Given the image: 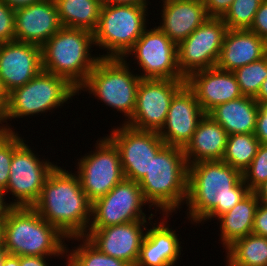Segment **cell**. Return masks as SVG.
I'll use <instances>...</instances> for the list:
<instances>
[{"instance_id": "cell-39", "label": "cell", "mask_w": 267, "mask_h": 266, "mask_svg": "<svg viewBox=\"0 0 267 266\" xmlns=\"http://www.w3.org/2000/svg\"><path fill=\"white\" fill-rule=\"evenodd\" d=\"M209 17H222L234 0H202Z\"/></svg>"}, {"instance_id": "cell-14", "label": "cell", "mask_w": 267, "mask_h": 266, "mask_svg": "<svg viewBox=\"0 0 267 266\" xmlns=\"http://www.w3.org/2000/svg\"><path fill=\"white\" fill-rule=\"evenodd\" d=\"M186 79H141L137 88L135 111L126 125L159 132L164 126L174 95Z\"/></svg>"}, {"instance_id": "cell-28", "label": "cell", "mask_w": 267, "mask_h": 266, "mask_svg": "<svg viewBox=\"0 0 267 266\" xmlns=\"http://www.w3.org/2000/svg\"><path fill=\"white\" fill-rule=\"evenodd\" d=\"M229 266H267V238L256 234L237 239L226 249Z\"/></svg>"}, {"instance_id": "cell-1", "label": "cell", "mask_w": 267, "mask_h": 266, "mask_svg": "<svg viewBox=\"0 0 267 266\" xmlns=\"http://www.w3.org/2000/svg\"><path fill=\"white\" fill-rule=\"evenodd\" d=\"M250 192L242 173L223 161L188 165L187 217L193 225L217 219Z\"/></svg>"}, {"instance_id": "cell-24", "label": "cell", "mask_w": 267, "mask_h": 266, "mask_svg": "<svg viewBox=\"0 0 267 266\" xmlns=\"http://www.w3.org/2000/svg\"><path fill=\"white\" fill-rule=\"evenodd\" d=\"M224 128L205 114L199 121L191 140L183 148L188 165L201 161H221L228 141Z\"/></svg>"}, {"instance_id": "cell-43", "label": "cell", "mask_w": 267, "mask_h": 266, "mask_svg": "<svg viewBox=\"0 0 267 266\" xmlns=\"http://www.w3.org/2000/svg\"><path fill=\"white\" fill-rule=\"evenodd\" d=\"M1 1H4L9 7L15 10L21 7H26L31 4L38 3L42 0H1Z\"/></svg>"}, {"instance_id": "cell-23", "label": "cell", "mask_w": 267, "mask_h": 266, "mask_svg": "<svg viewBox=\"0 0 267 266\" xmlns=\"http://www.w3.org/2000/svg\"><path fill=\"white\" fill-rule=\"evenodd\" d=\"M267 54V43L249 29L227 30L216 67L234 72Z\"/></svg>"}, {"instance_id": "cell-4", "label": "cell", "mask_w": 267, "mask_h": 266, "mask_svg": "<svg viewBox=\"0 0 267 266\" xmlns=\"http://www.w3.org/2000/svg\"><path fill=\"white\" fill-rule=\"evenodd\" d=\"M138 184L150 210L155 206L162 214L172 215L181 209L188 195V164L183 148L166 145L152 158L149 171Z\"/></svg>"}, {"instance_id": "cell-31", "label": "cell", "mask_w": 267, "mask_h": 266, "mask_svg": "<svg viewBox=\"0 0 267 266\" xmlns=\"http://www.w3.org/2000/svg\"><path fill=\"white\" fill-rule=\"evenodd\" d=\"M234 75L243 96L255 98L267 78V54L253 63L235 70Z\"/></svg>"}, {"instance_id": "cell-45", "label": "cell", "mask_w": 267, "mask_h": 266, "mask_svg": "<svg viewBox=\"0 0 267 266\" xmlns=\"http://www.w3.org/2000/svg\"><path fill=\"white\" fill-rule=\"evenodd\" d=\"M259 104H267V78L261 84L260 90L255 97Z\"/></svg>"}, {"instance_id": "cell-3", "label": "cell", "mask_w": 267, "mask_h": 266, "mask_svg": "<svg viewBox=\"0 0 267 266\" xmlns=\"http://www.w3.org/2000/svg\"><path fill=\"white\" fill-rule=\"evenodd\" d=\"M65 240L33 207H13L4 219V247L11 255L66 257Z\"/></svg>"}, {"instance_id": "cell-48", "label": "cell", "mask_w": 267, "mask_h": 266, "mask_svg": "<svg viewBox=\"0 0 267 266\" xmlns=\"http://www.w3.org/2000/svg\"><path fill=\"white\" fill-rule=\"evenodd\" d=\"M5 120H4V109L0 106V134L2 133H6L7 132V127L5 124Z\"/></svg>"}, {"instance_id": "cell-2", "label": "cell", "mask_w": 267, "mask_h": 266, "mask_svg": "<svg viewBox=\"0 0 267 266\" xmlns=\"http://www.w3.org/2000/svg\"><path fill=\"white\" fill-rule=\"evenodd\" d=\"M33 208L67 238L85 236L92 219V202L78 175L58 165L49 174Z\"/></svg>"}, {"instance_id": "cell-35", "label": "cell", "mask_w": 267, "mask_h": 266, "mask_svg": "<svg viewBox=\"0 0 267 266\" xmlns=\"http://www.w3.org/2000/svg\"><path fill=\"white\" fill-rule=\"evenodd\" d=\"M15 10L0 0V43L15 40Z\"/></svg>"}, {"instance_id": "cell-32", "label": "cell", "mask_w": 267, "mask_h": 266, "mask_svg": "<svg viewBox=\"0 0 267 266\" xmlns=\"http://www.w3.org/2000/svg\"><path fill=\"white\" fill-rule=\"evenodd\" d=\"M263 0H234L221 17L229 30L250 29Z\"/></svg>"}, {"instance_id": "cell-25", "label": "cell", "mask_w": 267, "mask_h": 266, "mask_svg": "<svg viewBox=\"0 0 267 266\" xmlns=\"http://www.w3.org/2000/svg\"><path fill=\"white\" fill-rule=\"evenodd\" d=\"M259 103L255 98L241 96L217 105L208 115L219 123L228 135L254 133Z\"/></svg>"}, {"instance_id": "cell-27", "label": "cell", "mask_w": 267, "mask_h": 266, "mask_svg": "<svg viewBox=\"0 0 267 266\" xmlns=\"http://www.w3.org/2000/svg\"><path fill=\"white\" fill-rule=\"evenodd\" d=\"M62 27L85 29L92 33L99 23L102 0H55Z\"/></svg>"}, {"instance_id": "cell-30", "label": "cell", "mask_w": 267, "mask_h": 266, "mask_svg": "<svg viewBox=\"0 0 267 266\" xmlns=\"http://www.w3.org/2000/svg\"><path fill=\"white\" fill-rule=\"evenodd\" d=\"M71 239L82 240L81 244L77 247L75 246L72 250H70L67 245L68 254H66V258L75 266H131L123 260L103 254L85 236L68 238V240Z\"/></svg>"}, {"instance_id": "cell-6", "label": "cell", "mask_w": 267, "mask_h": 266, "mask_svg": "<svg viewBox=\"0 0 267 266\" xmlns=\"http://www.w3.org/2000/svg\"><path fill=\"white\" fill-rule=\"evenodd\" d=\"M129 63L123 58H100L85 83L77 90L78 95L88 91L106 106L123 113L127 118L123 123L135 111L137 88L141 81L139 74L131 71Z\"/></svg>"}, {"instance_id": "cell-38", "label": "cell", "mask_w": 267, "mask_h": 266, "mask_svg": "<svg viewBox=\"0 0 267 266\" xmlns=\"http://www.w3.org/2000/svg\"><path fill=\"white\" fill-rule=\"evenodd\" d=\"M252 233L267 238V205L260 202L255 213Z\"/></svg>"}, {"instance_id": "cell-34", "label": "cell", "mask_w": 267, "mask_h": 266, "mask_svg": "<svg viewBox=\"0 0 267 266\" xmlns=\"http://www.w3.org/2000/svg\"><path fill=\"white\" fill-rule=\"evenodd\" d=\"M242 178L250 191L267 179V144H259L251 164L242 172Z\"/></svg>"}, {"instance_id": "cell-50", "label": "cell", "mask_w": 267, "mask_h": 266, "mask_svg": "<svg viewBox=\"0 0 267 266\" xmlns=\"http://www.w3.org/2000/svg\"><path fill=\"white\" fill-rule=\"evenodd\" d=\"M4 245V220H0V247Z\"/></svg>"}, {"instance_id": "cell-18", "label": "cell", "mask_w": 267, "mask_h": 266, "mask_svg": "<svg viewBox=\"0 0 267 266\" xmlns=\"http://www.w3.org/2000/svg\"><path fill=\"white\" fill-rule=\"evenodd\" d=\"M41 70L40 46L16 40L0 44V78L7 93L28 83Z\"/></svg>"}, {"instance_id": "cell-22", "label": "cell", "mask_w": 267, "mask_h": 266, "mask_svg": "<svg viewBox=\"0 0 267 266\" xmlns=\"http://www.w3.org/2000/svg\"><path fill=\"white\" fill-rule=\"evenodd\" d=\"M162 22L157 26L176 45L209 18L202 0H162Z\"/></svg>"}, {"instance_id": "cell-19", "label": "cell", "mask_w": 267, "mask_h": 266, "mask_svg": "<svg viewBox=\"0 0 267 266\" xmlns=\"http://www.w3.org/2000/svg\"><path fill=\"white\" fill-rule=\"evenodd\" d=\"M15 40L44 45L62 28L55 0H42L15 9Z\"/></svg>"}, {"instance_id": "cell-8", "label": "cell", "mask_w": 267, "mask_h": 266, "mask_svg": "<svg viewBox=\"0 0 267 266\" xmlns=\"http://www.w3.org/2000/svg\"><path fill=\"white\" fill-rule=\"evenodd\" d=\"M148 9V6L103 4L93 32L94 45L107 51L99 57L123 58L147 28Z\"/></svg>"}, {"instance_id": "cell-40", "label": "cell", "mask_w": 267, "mask_h": 266, "mask_svg": "<svg viewBox=\"0 0 267 266\" xmlns=\"http://www.w3.org/2000/svg\"><path fill=\"white\" fill-rule=\"evenodd\" d=\"M44 256H20V266H49Z\"/></svg>"}, {"instance_id": "cell-44", "label": "cell", "mask_w": 267, "mask_h": 266, "mask_svg": "<svg viewBox=\"0 0 267 266\" xmlns=\"http://www.w3.org/2000/svg\"><path fill=\"white\" fill-rule=\"evenodd\" d=\"M259 202L267 205V179L253 191Z\"/></svg>"}, {"instance_id": "cell-36", "label": "cell", "mask_w": 267, "mask_h": 266, "mask_svg": "<svg viewBox=\"0 0 267 266\" xmlns=\"http://www.w3.org/2000/svg\"><path fill=\"white\" fill-rule=\"evenodd\" d=\"M267 43V0H263L249 29Z\"/></svg>"}, {"instance_id": "cell-20", "label": "cell", "mask_w": 267, "mask_h": 266, "mask_svg": "<svg viewBox=\"0 0 267 266\" xmlns=\"http://www.w3.org/2000/svg\"><path fill=\"white\" fill-rule=\"evenodd\" d=\"M186 85L194 92L205 114L217 105L243 96L234 73L217 67L192 73Z\"/></svg>"}, {"instance_id": "cell-41", "label": "cell", "mask_w": 267, "mask_h": 266, "mask_svg": "<svg viewBox=\"0 0 267 266\" xmlns=\"http://www.w3.org/2000/svg\"><path fill=\"white\" fill-rule=\"evenodd\" d=\"M148 0H102V4L107 5H138L148 6Z\"/></svg>"}, {"instance_id": "cell-46", "label": "cell", "mask_w": 267, "mask_h": 266, "mask_svg": "<svg viewBox=\"0 0 267 266\" xmlns=\"http://www.w3.org/2000/svg\"><path fill=\"white\" fill-rule=\"evenodd\" d=\"M3 266H20V256L8 254Z\"/></svg>"}, {"instance_id": "cell-11", "label": "cell", "mask_w": 267, "mask_h": 266, "mask_svg": "<svg viewBox=\"0 0 267 266\" xmlns=\"http://www.w3.org/2000/svg\"><path fill=\"white\" fill-rule=\"evenodd\" d=\"M227 30L221 17H209L177 45V65L185 79L194 72L216 67Z\"/></svg>"}, {"instance_id": "cell-12", "label": "cell", "mask_w": 267, "mask_h": 266, "mask_svg": "<svg viewBox=\"0 0 267 266\" xmlns=\"http://www.w3.org/2000/svg\"><path fill=\"white\" fill-rule=\"evenodd\" d=\"M130 55L142 70L141 79H185L177 65V45L157 26L146 28L123 59Z\"/></svg>"}, {"instance_id": "cell-33", "label": "cell", "mask_w": 267, "mask_h": 266, "mask_svg": "<svg viewBox=\"0 0 267 266\" xmlns=\"http://www.w3.org/2000/svg\"><path fill=\"white\" fill-rule=\"evenodd\" d=\"M19 135L15 131L0 134V189L4 191L10 176L13 152L25 142Z\"/></svg>"}, {"instance_id": "cell-26", "label": "cell", "mask_w": 267, "mask_h": 266, "mask_svg": "<svg viewBox=\"0 0 267 266\" xmlns=\"http://www.w3.org/2000/svg\"><path fill=\"white\" fill-rule=\"evenodd\" d=\"M259 205L256 194L251 191L231 210L219 216L220 240L226 249L237 239L252 233L254 217Z\"/></svg>"}, {"instance_id": "cell-16", "label": "cell", "mask_w": 267, "mask_h": 266, "mask_svg": "<svg viewBox=\"0 0 267 266\" xmlns=\"http://www.w3.org/2000/svg\"><path fill=\"white\" fill-rule=\"evenodd\" d=\"M154 214L147 220L128 222L124 224L89 228L85 237L103 254L120 259L135 266L146 234V225L151 223ZM146 224V225H145Z\"/></svg>"}, {"instance_id": "cell-15", "label": "cell", "mask_w": 267, "mask_h": 266, "mask_svg": "<svg viewBox=\"0 0 267 266\" xmlns=\"http://www.w3.org/2000/svg\"><path fill=\"white\" fill-rule=\"evenodd\" d=\"M147 204L138 182L124 178L108 194L92 203L89 228H104L148 220L142 210Z\"/></svg>"}, {"instance_id": "cell-13", "label": "cell", "mask_w": 267, "mask_h": 266, "mask_svg": "<svg viewBox=\"0 0 267 266\" xmlns=\"http://www.w3.org/2000/svg\"><path fill=\"white\" fill-rule=\"evenodd\" d=\"M107 137L119 150L125 179L134 182L145 176L152 158L166 146L157 131L138 130L125 123L112 128Z\"/></svg>"}, {"instance_id": "cell-7", "label": "cell", "mask_w": 267, "mask_h": 266, "mask_svg": "<svg viewBox=\"0 0 267 266\" xmlns=\"http://www.w3.org/2000/svg\"><path fill=\"white\" fill-rule=\"evenodd\" d=\"M77 89L65 78L41 70L32 80L8 93L7 105L4 108V120L7 132H14L7 120L37 116L51 112L77 95ZM9 125V126H8Z\"/></svg>"}, {"instance_id": "cell-49", "label": "cell", "mask_w": 267, "mask_h": 266, "mask_svg": "<svg viewBox=\"0 0 267 266\" xmlns=\"http://www.w3.org/2000/svg\"><path fill=\"white\" fill-rule=\"evenodd\" d=\"M9 253L5 249L4 245L0 247V266L4 265L5 258Z\"/></svg>"}, {"instance_id": "cell-21", "label": "cell", "mask_w": 267, "mask_h": 266, "mask_svg": "<svg viewBox=\"0 0 267 266\" xmlns=\"http://www.w3.org/2000/svg\"><path fill=\"white\" fill-rule=\"evenodd\" d=\"M166 217H170L169 214H163L162 222L158 224L155 222L153 224L151 221L150 229L147 228L145 231L135 266H175L174 264L179 260L183 251L181 241L176 231L169 228Z\"/></svg>"}, {"instance_id": "cell-10", "label": "cell", "mask_w": 267, "mask_h": 266, "mask_svg": "<svg viewBox=\"0 0 267 266\" xmlns=\"http://www.w3.org/2000/svg\"><path fill=\"white\" fill-rule=\"evenodd\" d=\"M29 147L25 140V143L13 152L10 176L5 189L6 195L8 192L13 195L14 201H9L13 207H33L49 174L57 166L45 158H38Z\"/></svg>"}, {"instance_id": "cell-5", "label": "cell", "mask_w": 267, "mask_h": 266, "mask_svg": "<svg viewBox=\"0 0 267 266\" xmlns=\"http://www.w3.org/2000/svg\"><path fill=\"white\" fill-rule=\"evenodd\" d=\"M91 31L62 27L41 46L42 69L65 78L77 90L100 59L92 56Z\"/></svg>"}, {"instance_id": "cell-9", "label": "cell", "mask_w": 267, "mask_h": 266, "mask_svg": "<svg viewBox=\"0 0 267 266\" xmlns=\"http://www.w3.org/2000/svg\"><path fill=\"white\" fill-rule=\"evenodd\" d=\"M76 166L82 190L92 203L125 178L119 150L107 136L97 139L95 150L81 157Z\"/></svg>"}, {"instance_id": "cell-29", "label": "cell", "mask_w": 267, "mask_h": 266, "mask_svg": "<svg viewBox=\"0 0 267 266\" xmlns=\"http://www.w3.org/2000/svg\"><path fill=\"white\" fill-rule=\"evenodd\" d=\"M259 144L254 133L229 135L221 161L242 173L251 164Z\"/></svg>"}, {"instance_id": "cell-51", "label": "cell", "mask_w": 267, "mask_h": 266, "mask_svg": "<svg viewBox=\"0 0 267 266\" xmlns=\"http://www.w3.org/2000/svg\"><path fill=\"white\" fill-rule=\"evenodd\" d=\"M67 260V264H65L66 266H75L68 258L66 259Z\"/></svg>"}, {"instance_id": "cell-17", "label": "cell", "mask_w": 267, "mask_h": 266, "mask_svg": "<svg viewBox=\"0 0 267 266\" xmlns=\"http://www.w3.org/2000/svg\"><path fill=\"white\" fill-rule=\"evenodd\" d=\"M204 115L194 92L185 84L172 98L159 136L167 146L184 148Z\"/></svg>"}, {"instance_id": "cell-37", "label": "cell", "mask_w": 267, "mask_h": 266, "mask_svg": "<svg viewBox=\"0 0 267 266\" xmlns=\"http://www.w3.org/2000/svg\"><path fill=\"white\" fill-rule=\"evenodd\" d=\"M254 135L261 144H267V104H259Z\"/></svg>"}, {"instance_id": "cell-47", "label": "cell", "mask_w": 267, "mask_h": 266, "mask_svg": "<svg viewBox=\"0 0 267 266\" xmlns=\"http://www.w3.org/2000/svg\"><path fill=\"white\" fill-rule=\"evenodd\" d=\"M8 93L5 90L0 78V106L4 109L7 105Z\"/></svg>"}, {"instance_id": "cell-42", "label": "cell", "mask_w": 267, "mask_h": 266, "mask_svg": "<svg viewBox=\"0 0 267 266\" xmlns=\"http://www.w3.org/2000/svg\"><path fill=\"white\" fill-rule=\"evenodd\" d=\"M5 191L0 189V220H4L9 211L13 208L10 203L5 202Z\"/></svg>"}]
</instances>
